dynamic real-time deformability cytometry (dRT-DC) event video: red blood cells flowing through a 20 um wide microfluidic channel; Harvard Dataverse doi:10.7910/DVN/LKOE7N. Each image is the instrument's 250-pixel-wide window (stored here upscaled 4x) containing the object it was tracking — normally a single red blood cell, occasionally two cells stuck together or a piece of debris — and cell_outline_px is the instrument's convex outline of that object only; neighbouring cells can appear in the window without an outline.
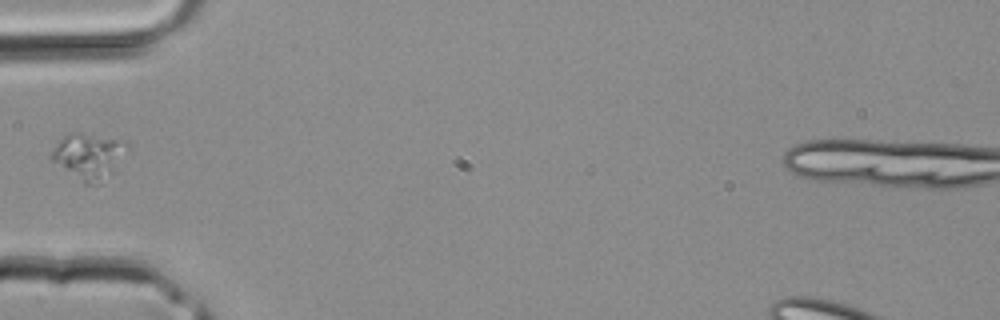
{"species": "common noctule bat (a hibernating species)", "species_latin": "Nyctalus noctula", "temperature_condition": "room temperature", "stored_images_in_passage": 27, "camera_frame_rate_fps": 3000, "um_per_image_px": 0.085, "animal": {"sex": "male", "body_mass_g": 20.4}, "frame": {"image": 1, "passage_image": 1, "time_ms": 0.0, "image_size_px": [1000, 320], "cell_outline_px": [[128, 148], [108, 168], [88, 184], [84, 184], [52, 160], [48, 156], [60, 140], [64, 136], [72, 132], [76, 132], [124, 140], [128, 144]], "centroid_in_image_um": [7.4, 13.15], "position_along_channel_um": 77.6, "area_um2": 18.26}}
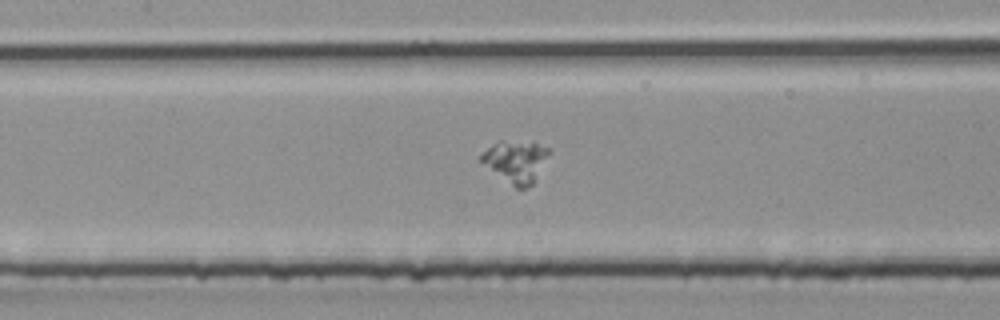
{"frame": {"image": 2, "passage_image": 6, "time_ms": 1.667, "image_size_px": [1000, 320], "cell_outline_px": [[548, 152], [532, 184], [524, 188], [516, 188], [480, 160], [480, 156], [492, 144], [500, 140], [504, 140], [536, 144], [548, 148]], "centroid_in_image_um": [43.8, 13.7], "position_along_channel_um": 163.6, "area_um2": 15.55}}
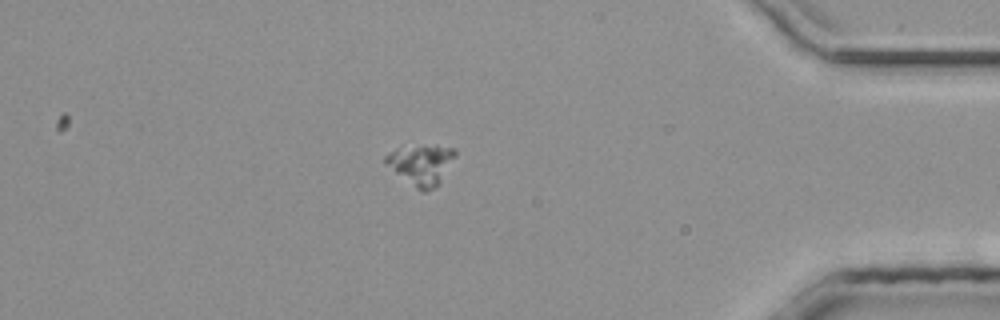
{"frame": {"image": 3, "passage_image": 22, "time_ms": 7.0, "image_size_px": [1000, 320], "cell_outline_px": [[456, 156], [436, 188], [424, 192], [416, 188], [384, 164], [384, 156], [396, 148], [436, 144], [456, 148]], "centroid_in_image_um": [35.82, 13.97], "position_along_channel_um": 399.4, "area_um2": 16.53}}